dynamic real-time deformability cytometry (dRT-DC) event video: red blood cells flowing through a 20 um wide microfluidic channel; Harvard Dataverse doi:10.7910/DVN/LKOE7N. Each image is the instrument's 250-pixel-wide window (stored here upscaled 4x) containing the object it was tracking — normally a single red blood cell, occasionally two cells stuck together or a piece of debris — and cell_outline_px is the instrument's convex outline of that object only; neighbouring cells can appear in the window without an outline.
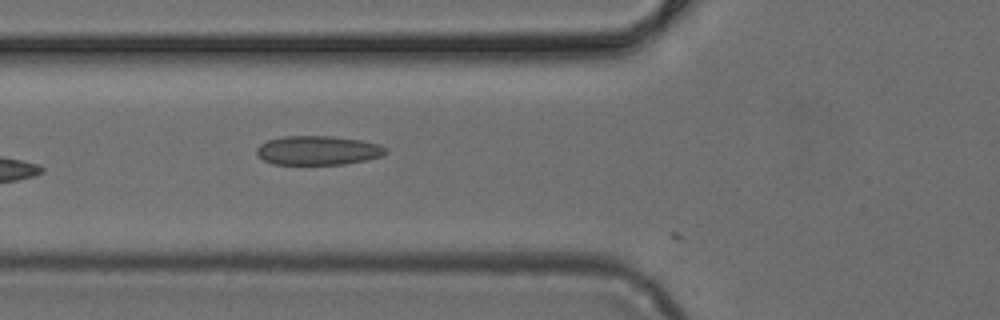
{"species": "common noctule bat (a hibernating species)", "species_latin": "Nyctalus noctula", "temperature_condition": "cold", "stored_images_in_passage": 5, "camera_frame_rate_fps": 3000, "um_per_image_px": 0.085, "animal": {"sex": "female", "body_mass_g": 24.6, "forearm_length_mm": 56.2}, "frame": {"image": 1, "passage_image": 5, "time_ms": 1.333, "image_size_px": [1000, 320], "cell_outline_px": [[388, 152], [380, 156], [368, 160], [344, 164], [272, 164], [264, 160], [256, 152], [256, 148], [260, 144], [268, 140], [284, 136], [332, 136], [360, 140], [380, 144], [388, 148]], "centroid_in_image_um": [27.06, 12.78], "position_along_channel_um": 98.7, "area_um2": 21.96}}